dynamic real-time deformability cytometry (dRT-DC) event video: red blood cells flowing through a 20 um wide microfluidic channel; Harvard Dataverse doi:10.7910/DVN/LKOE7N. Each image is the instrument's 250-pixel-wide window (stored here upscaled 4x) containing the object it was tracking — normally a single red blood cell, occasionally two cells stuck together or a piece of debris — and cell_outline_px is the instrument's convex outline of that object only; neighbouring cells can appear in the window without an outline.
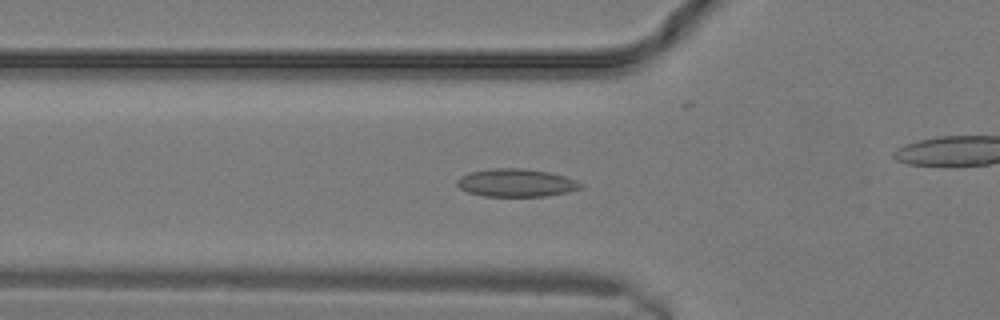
{"species": "common noctule bat (a hibernating species)", "species_latin": "Nyctalus noctula", "temperature_condition": "warm", "stored_images_in_passage": 12, "camera_frame_rate_fps": 3000, "um_per_image_px": 0.085, "animal": {"sex": "male", "body_mass_g": 19.2, "forearm_length_mm": 51.8}, "frame": {"image": 1, "passage_image": 9, "time_ms": 2.667, "image_size_px": [1000, 320], "cell_outline_px": [[584, 184], [580, 188], [568, 192], [544, 196], [484, 196], [468, 192], [460, 188], [456, 184], [456, 180], [460, 176], [468, 172], [492, 168], [520, 168], [548, 172], [564, 176], [576, 180]], "centroid_in_image_um": [43.84, 15.53], "position_along_channel_um": 82.0, "area_um2": 20.11}}